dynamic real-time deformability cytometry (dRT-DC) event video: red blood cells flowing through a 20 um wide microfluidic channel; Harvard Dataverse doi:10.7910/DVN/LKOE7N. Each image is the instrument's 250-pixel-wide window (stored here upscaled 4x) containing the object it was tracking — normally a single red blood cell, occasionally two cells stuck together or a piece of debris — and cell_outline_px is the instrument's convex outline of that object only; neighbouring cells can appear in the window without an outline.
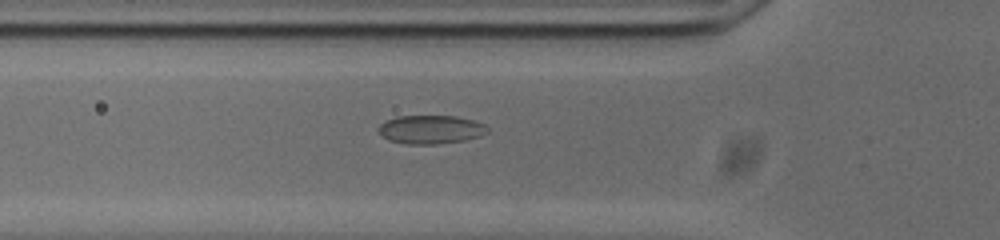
{"species": "common noctule bat (a hibernating species)", "species_latin": "Nyctalus noctula", "temperature_condition": "cold", "stored_images_in_passage": 33, "camera_frame_rate_fps": 3000, "um_per_image_px": 0.085, "animal": {"sex": "male", "body_mass_g": 20.0, "forearm_length_mm": 53.3}, "frame": {"image": 1, "passage_image": 2, "time_ms": 0.333, "image_size_px": [1000, 240], "cell_outline_px": [[488, 132], [480, 136], [464, 140], [436, 144], [408, 144], [388, 140], [376, 128], [380, 124], [396, 116], [456, 116], [472, 120], [484, 124], [488, 128]], "centroid_in_image_um": [36.61, 11.0], "position_along_channel_um": 89.2, "area_um2": 18.03}}
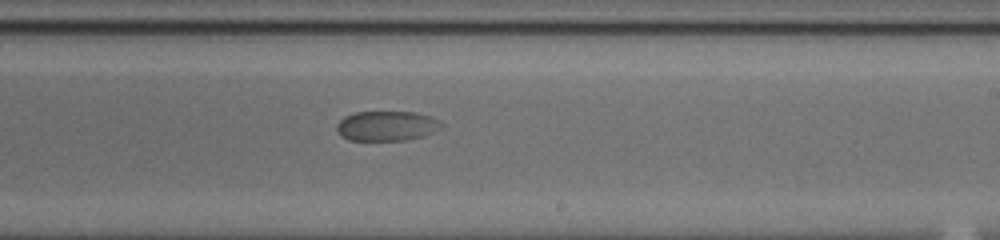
{"frame": {"image": 2, "passage_image": 16, "time_ms": 5.0, "image_size_px": [1000, 240], "cell_outline_px": [[444, 128], [424, 136], [408, 140], [348, 140], [340, 136], [336, 128], [336, 124], [344, 116], [356, 112], [416, 112], [440, 120], [444, 124]], "centroid_in_image_um": [32.9, 10.71], "position_along_channel_um": 256.1, "area_um2": 18.5}}
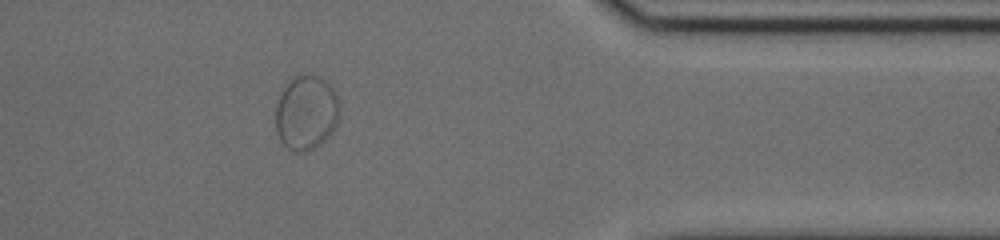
{"frame": {"image": 3, "passage_image": 29, "time_ms": 9.333, "image_size_px": [1000, 240], "cell_outline_px": [[340, 108], [336, 124], [332, 132], [320, 144], [304, 152], [292, 152], [280, 140], [276, 132], [276, 104], [284, 88], [296, 76], [304, 72], [308, 72], [320, 76], [332, 88], [340, 104]], "centroid_in_image_um": [26.03, 9.57], "position_along_channel_um": 385.4, "area_um2": 27.8}}